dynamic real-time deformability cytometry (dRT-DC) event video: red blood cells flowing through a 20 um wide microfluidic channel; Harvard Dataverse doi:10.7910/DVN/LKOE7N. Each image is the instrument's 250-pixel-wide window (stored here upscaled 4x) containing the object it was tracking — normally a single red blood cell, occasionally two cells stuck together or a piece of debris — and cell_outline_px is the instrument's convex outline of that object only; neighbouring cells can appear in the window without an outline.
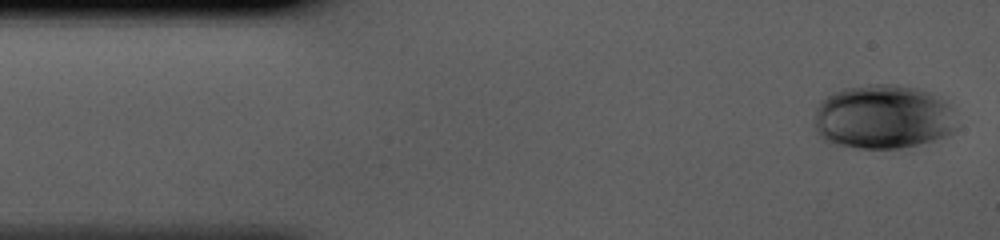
{"species": "human", "species_latin": "Homo sapiens", "temperature_condition": "cold", "stored_images_in_passage": 41, "camera_frame_rate_fps": 3000, "um_per_image_px": 0.085, "donor": {"sex": "male"}, "frame": {"image": 1, "passage_image": 1, "time_ms": 0.0, "image_size_px": [1000, 240], "cell_outline_px": [[956, 128], [948, 136], [912, 152], [856, 148], [828, 144], [820, 140], [812, 128], [812, 120], [816, 108], [820, 100], [832, 92], [844, 88], [868, 84], [896, 84], [916, 88], [928, 92], [944, 100], [952, 108]], "centroid_in_image_um": [75.04, 10.03], "position_along_channel_um": 10.0, "area_um2": 56.18}}
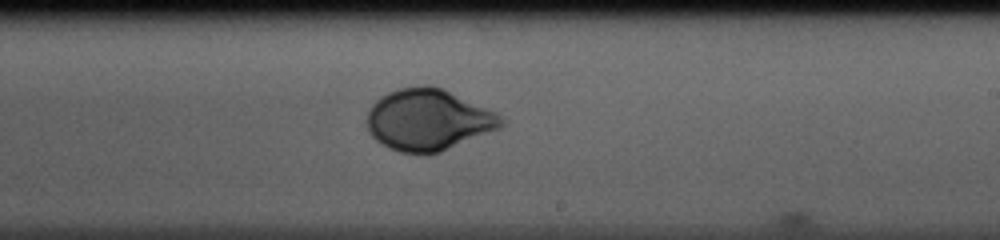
{"frame": {"image": 2, "passage_image": 24, "time_ms": 7.667, "image_size_px": [1000, 240], "cell_outline_px": [[508, 120], [500, 128], [440, 152], [428, 156], [400, 152], [388, 148], [376, 140], [372, 136], [368, 128], [368, 112], [372, 104], [376, 100], [388, 92], [400, 88], [420, 84], [428, 84], [440, 88], [496, 112]], "centroid_in_image_um": [36.41, 10.2], "position_along_channel_um": 252.6, "area_um2": 48.21}}
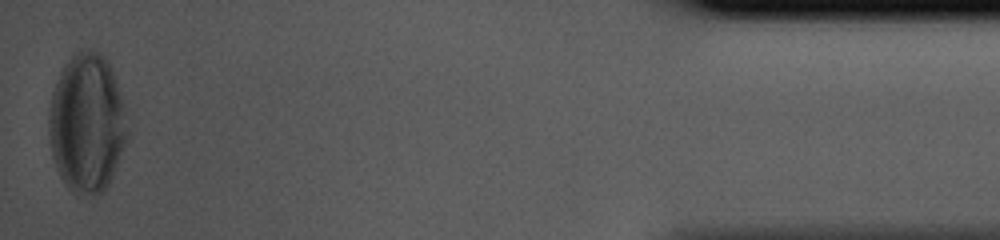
{"frame": {"image": 3, "passage_image": 41, "time_ms": 13.333, "image_size_px": [1000, 240], "cell_outline_px": [[128, 136], [112, 176], [108, 184], [96, 196], [76, 196], [64, 184], [56, 168], [52, 156], [48, 128], [48, 112], [52, 92], [60, 72], [64, 64], [76, 52], [100, 52], [108, 60], [112, 68], [124, 100], [128, 132]], "centroid_in_image_um": [7.39, 10.5], "position_along_channel_um": 427.8, "area_um2": 64.04}}